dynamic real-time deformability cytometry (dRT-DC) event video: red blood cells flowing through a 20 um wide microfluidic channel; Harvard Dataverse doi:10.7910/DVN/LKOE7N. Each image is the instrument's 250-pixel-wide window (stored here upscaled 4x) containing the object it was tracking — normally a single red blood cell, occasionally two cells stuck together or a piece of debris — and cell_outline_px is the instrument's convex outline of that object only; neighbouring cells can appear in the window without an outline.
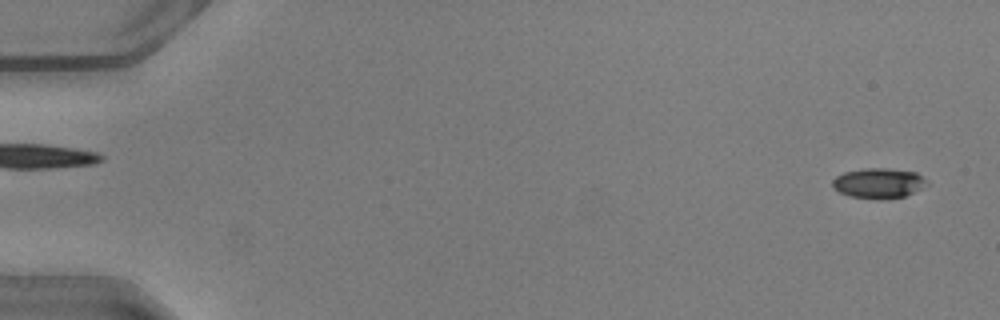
{"species": "common noctule bat (a hibernating species)", "species_latin": "Nyctalus noctula", "temperature_condition": "warm", "stored_images_in_passage": 9, "camera_frame_rate_fps": 3000, "um_per_image_px": 0.085, "animal": {"sex": "male", "body_mass_g": 20.5, "forearm_length_mm": 52.5}, "frame": {"image": 1, "passage_image": 2, "time_ms": 0.333, "image_size_px": [1000, 320], "cell_outline_px": [[928, 184], [904, 196], [884, 200], [880, 200], [848, 196], [832, 188], [832, 180], [836, 176], [844, 172], [864, 168], [888, 168], [916, 172], [928, 180]], "centroid_in_image_um": [74.66, 15.57], "position_along_channel_um": 10.3, "area_um2": 16.76}}